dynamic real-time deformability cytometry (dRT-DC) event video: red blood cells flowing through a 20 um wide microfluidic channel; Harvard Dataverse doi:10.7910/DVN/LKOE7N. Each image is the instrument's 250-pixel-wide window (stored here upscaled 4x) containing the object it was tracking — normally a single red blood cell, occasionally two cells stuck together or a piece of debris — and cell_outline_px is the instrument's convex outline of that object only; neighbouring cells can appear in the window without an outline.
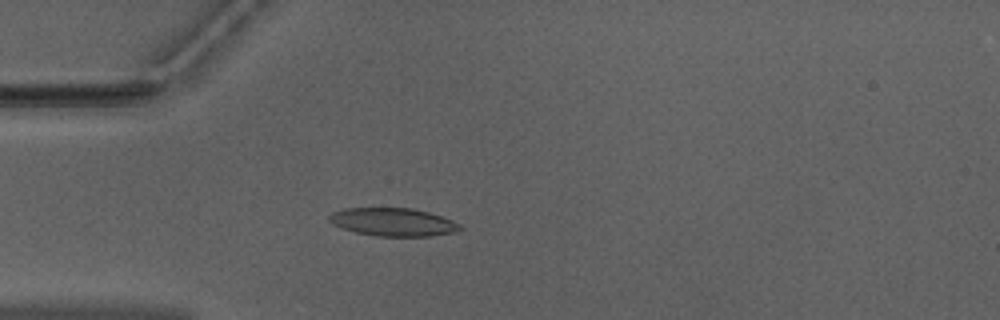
{"species": "Egyptian fruit bat (a non-hibernating species)", "species_latin": "Rousettus aegyptiacus", "temperature_condition": "warm", "stored_images_in_passage": 45, "camera_frame_rate_fps": 3000, "um_per_image_px": 0.085, "animal": {"sex": "male"}, "frame": {"image": 1, "passage_image": 8, "time_ms": 2.333, "image_size_px": [1000, 320], "cell_outline_px": [[464, 228], [456, 232], [432, 236], [376, 236], [356, 232], [332, 224], [328, 220], [328, 216], [332, 212], [344, 208], [412, 208], [428, 212], [452, 220], [460, 224]], "centroid_in_image_um": [33.42, 18.87], "position_along_channel_um": 51.6, "area_um2": 21.44}}
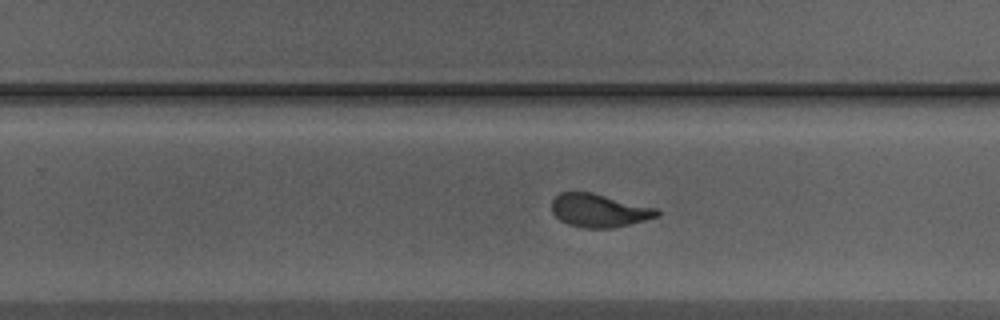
{"frame": {"image": 2, "passage_image": 26, "time_ms": 8.333, "image_size_px": [1000, 320], "cell_outline_px": [[660, 216], [612, 228], [584, 228], [568, 224], [560, 220], [552, 212], [552, 200], [560, 192], [592, 192], [656, 208], [660, 212]], "centroid_in_image_um": [50.91, 17.89], "position_along_channel_um": 278.9, "area_um2": 20.29}}
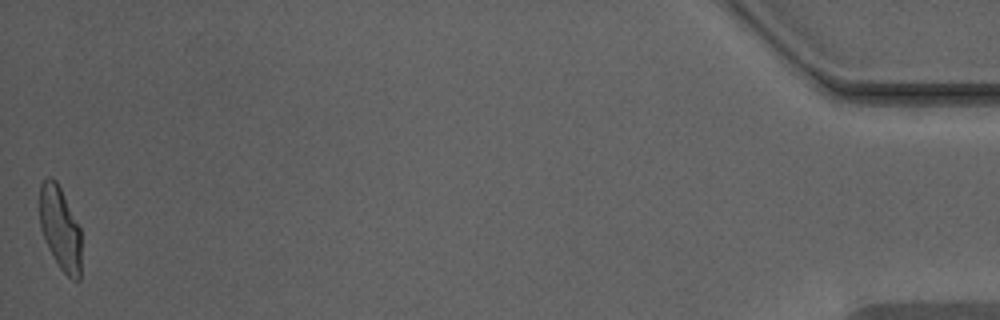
{"frame": {"image": 3, "passage_image": 45, "time_ms": 14.667, "image_size_px": [1000, 320], "cell_outline_px": [[80, 280], [72, 280], [60, 268], [52, 256], [48, 248], [40, 228], [40, 184], [48, 176], [56, 180], [80, 228]], "centroid_in_image_um": [5.1, 19.43], "position_along_channel_um": 430.1, "area_um2": 20.06}, "authors_computed_cell_mechanics": {"area_um2": 20.9236, "velocity_mm_per_s": 3.9533, "shape_relaxation_time_tau1_ms": 4.3069, "shape_relaxation_time_tau2_ms": 0.8779, "deformation_change_tau1": 0.1848, "deformation_change_tau2": 0.0728}}